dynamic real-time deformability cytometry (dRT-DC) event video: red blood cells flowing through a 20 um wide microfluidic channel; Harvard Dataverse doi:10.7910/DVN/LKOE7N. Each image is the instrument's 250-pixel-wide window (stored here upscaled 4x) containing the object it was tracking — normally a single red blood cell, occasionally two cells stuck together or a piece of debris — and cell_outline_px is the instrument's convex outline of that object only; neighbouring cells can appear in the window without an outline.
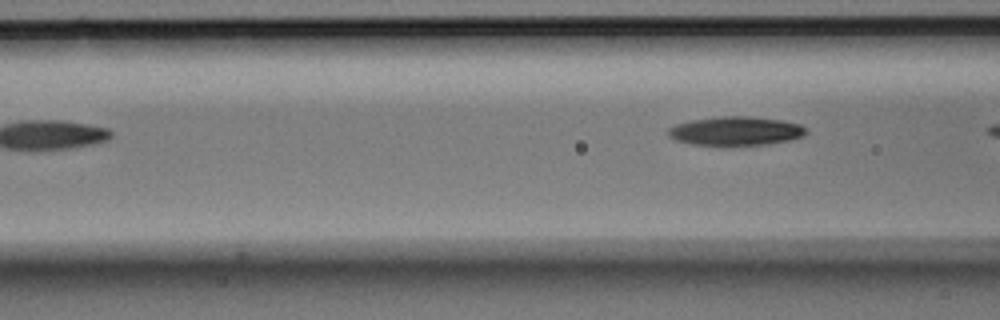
{"species": "Egyptian fruit bat (a non-hibernating species)", "species_latin": "Rousettus aegyptiacus", "temperature_condition": "room temperature", "stored_images_in_passage": 5, "camera_frame_rate_fps": 3000, "um_per_image_px": 0.085, "animal": {"sex": "male"}, "frame": {"image": 1, "passage_image": 5, "time_ms": 1.333, "image_size_px": [1000, 320], "cell_outline_px": [[808, 132], [804, 136], [788, 140], [768, 144], [724, 148], [720, 148], [692, 144], [676, 140], [668, 136], [668, 128], [676, 124], [692, 120], [720, 116], [752, 116], [780, 120], [800, 124]], "centroid_in_image_um": [62.5, 11.17], "position_along_channel_um": 104.1, "area_um2": 23.99}}